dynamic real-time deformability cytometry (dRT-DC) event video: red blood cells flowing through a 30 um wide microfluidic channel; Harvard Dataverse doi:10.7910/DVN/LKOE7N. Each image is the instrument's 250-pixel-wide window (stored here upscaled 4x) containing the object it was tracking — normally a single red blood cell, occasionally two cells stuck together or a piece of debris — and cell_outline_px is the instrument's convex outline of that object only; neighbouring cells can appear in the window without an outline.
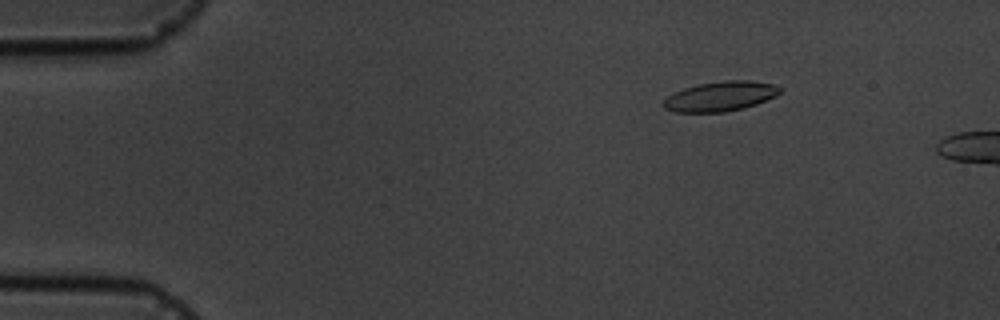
{"species": "common noctule bat (a hibernating species)", "species_latin": "Nyctalus noctula", "temperature_condition": "cold", "stored_images_in_passage": 5, "camera_frame_rate_fps": 3000, "um_per_image_px": 0.085, "animal": {"sex": "male", "body_mass_g": 19.5, "forearm_length_mm": 54.6}, "frame": {"image": 1, "passage_image": 3, "time_ms": 2.333, "image_size_px": [1000, 320], "cell_outline_px": [[780, 92], [776, 96], [756, 104], [744, 108], [724, 112], [676, 112], [664, 108], [660, 104], [668, 96], [684, 88], [700, 84], [728, 80], [748, 80], [776, 84], [780, 88]], "centroid_in_image_um": [61.24, 8.19], "position_along_channel_um": 23.8, "area_um2": 20.11}}